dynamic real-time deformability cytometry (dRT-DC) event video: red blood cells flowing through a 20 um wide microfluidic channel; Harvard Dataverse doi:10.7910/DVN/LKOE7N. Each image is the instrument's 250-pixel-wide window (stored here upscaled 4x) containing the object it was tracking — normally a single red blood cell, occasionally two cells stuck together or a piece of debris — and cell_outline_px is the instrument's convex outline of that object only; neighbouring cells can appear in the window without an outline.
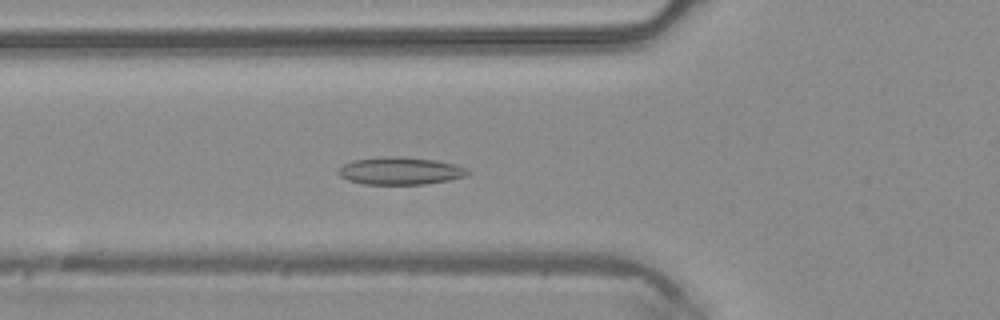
{"species": "common noctule bat (a hibernating species)", "species_latin": "Nyctalus noctula", "temperature_condition": "warm", "stored_images_in_passage": 37, "camera_frame_rate_fps": 3000, "um_per_image_px": 0.085, "animal": {"sex": "male", "body_mass_g": 20.4}, "frame": {"image": 1, "passage_image": 7, "time_ms": 2.0, "image_size_px": [1000, 320], "cell_outline_px": [[472, 172], [464, 176], [448, 180], [424, 184], [364, 184], [348, 180], [340, 176], [336, 172], [344, 164], [352, 160], [388, 156], [400, 156], [436, 160], [456, 164], [468, 168]], "centroid_in_image_um": [34.04, 14.52], "position_along_channel_um": 91.8, "area_um2": 20.81}}
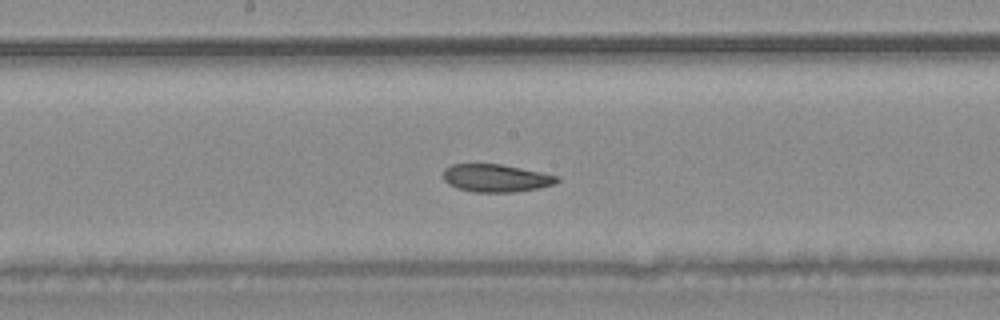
{"frame": {"image": 2, "passage_image": 15, "time_ms": 4.667, "image_size_px": [1000, 320], "cell_outline_px": [[560, 180], [556, 184], [516, 192], [472, 192], [448, 184], [444, 180], [444, 168], [452, 164], [500, 164], [560, 176]], "centroid_in_image_um": [42.17, 15.14], "position_along_channel_um": 206.0, "area_um2": 18.32}}
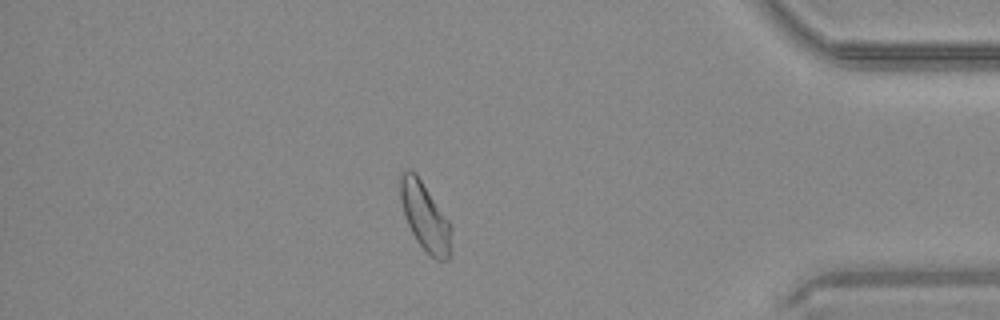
{"frame": {"image": 3, "passage_image": 31, "time_ms": 10.0, "image_size_px": [1000, 320], "cell_outline_px": [[452, 228], [448, 260], [436, 260], [416, 240], [408, 224], [404, 212], [400, 196], [400, 172], [404, 168], [412, 168], [416, 172], [448, 220]], "centroid_in_image_um": [36.1, 18.34], "position_along_channel_um": 399.1, "area_um2": 20.0}}